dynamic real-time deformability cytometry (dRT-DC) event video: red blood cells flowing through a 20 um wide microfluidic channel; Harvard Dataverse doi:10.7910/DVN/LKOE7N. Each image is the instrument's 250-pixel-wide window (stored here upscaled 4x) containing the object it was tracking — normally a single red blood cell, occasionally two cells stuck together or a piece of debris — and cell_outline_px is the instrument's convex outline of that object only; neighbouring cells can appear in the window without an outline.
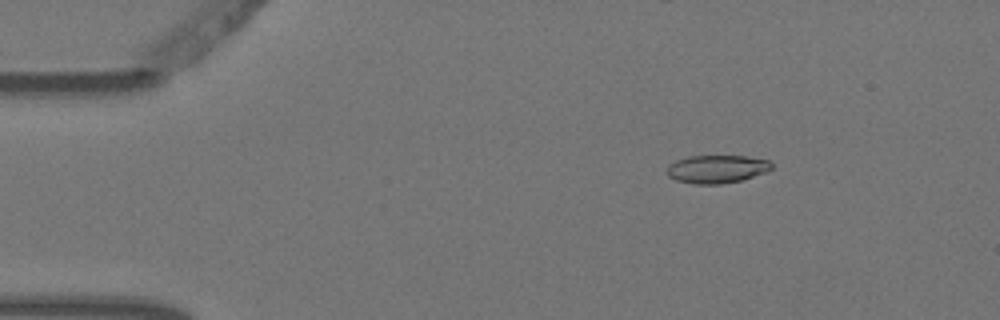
{"species": "Egyptian fruit bat (a non-hibernating species)", "species_latin": "Rousettus aegyptiacus", "temperature_condition": "warm", "stored_images_in_passage": 5, "camera_frame_rate_fps": 3000, "um_per_image_px": 0.085, "animal": {"sex": "female"}, "frame": {"image": 1, "passage_image": 3, "time_ms": 0.667, "image_size_px": [1000, 320], "cell_outline_px": [[772, 168], [768, 172], [740, 180], [720, 184], [692, 184], [676, 180], [668, 176], [668, 164], [676, 160], [688, 156], [748, 156], [768, 160], [772, 164]], "centroid_in_image_um": [60.93, 14.36], "position_along_channel_um": 24.1, "area_um2": 17.17}}